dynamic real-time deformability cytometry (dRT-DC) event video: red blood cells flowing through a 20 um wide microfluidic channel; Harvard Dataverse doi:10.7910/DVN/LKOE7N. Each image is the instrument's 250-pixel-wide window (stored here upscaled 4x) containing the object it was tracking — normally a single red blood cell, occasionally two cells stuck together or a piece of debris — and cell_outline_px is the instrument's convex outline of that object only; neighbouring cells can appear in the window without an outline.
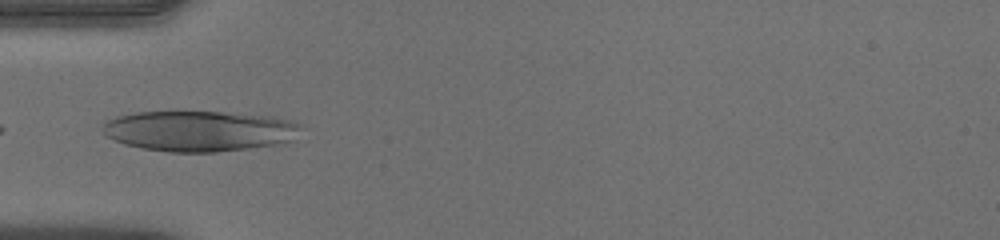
{"species": "human", "species_latin": "Homo sapiens", "temperature_condition": "warm", "stored_images_in_passage": 49, "camera_frame_rate_fps": 3000, "um_per_image_px": 0.085, "donor": {"sex": "male"}, "frame": {"image": 1, "passage_image": 15, "time_ms": 4.667, "image_size_px": [1000, 240], "cell_outline_px": [[304, 128], [292, 140], [284, 144], [216, 152], [172, 152], [144, 148], [124, 144], [104, 136], [100, 128], [104, 120], [116, 116], [136, 112], [220, 112], [272, 116], [292, 120], [300, 124]], "centroid_in_image_um": [16.95, 11.13], "position_along_channel_um": 68.1, "area_um2": 47.51}}
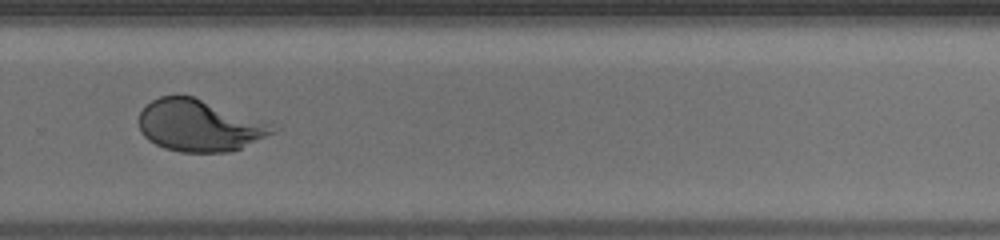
{"frame": {"image": 2, "passage_image": 33, "time_ms": 10.667, "image_size_px": [1000, 240], "cell_outline_px": [[280, 128], [240, 148], [228, 152], [180, 152], [164, 148], [148, 140], [140, 132], [140, 112], [152, 100], [160, 96], [192, 96], [272, 120]], "centroid_in_image_um": [17.03, 10.65], "position_along_channel_um": 312.8, "area_um2": 40.81}}
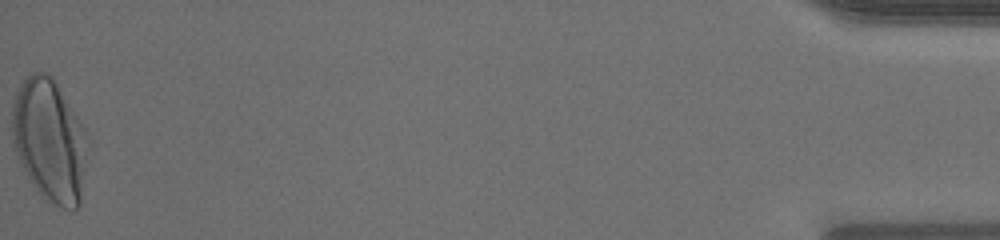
{"frame": {"image": 3, "passage_image": 49, "time_ms": 16.0, "image_size_px": [1000, 240], "cell_outline_px": [[88, 144], [80, 204], [72, 212], [56, 204], [40, 192], [36, 188], [24, 168], [20, 160], [12, 140], [12, 104], [16, 92], [20, 84], [32, 72], [44, 72], [52, 76], [84, 128]], "centroid_in_image_um": [4.22, 11.9], "position_along_channel_um": 431.0, "area_um2": 53.18}, "authors_computed_cell_mechanics": {"area_um2": 42.5986, "velocity_mm_per_s": 4.0756, "shape_relaxation_time_tau1_ms": 3.84, "shape_relaxation_time_tau2_ms": null, "deformation_change_tau1": 0.2167, "deformation_change_tau2": null}}